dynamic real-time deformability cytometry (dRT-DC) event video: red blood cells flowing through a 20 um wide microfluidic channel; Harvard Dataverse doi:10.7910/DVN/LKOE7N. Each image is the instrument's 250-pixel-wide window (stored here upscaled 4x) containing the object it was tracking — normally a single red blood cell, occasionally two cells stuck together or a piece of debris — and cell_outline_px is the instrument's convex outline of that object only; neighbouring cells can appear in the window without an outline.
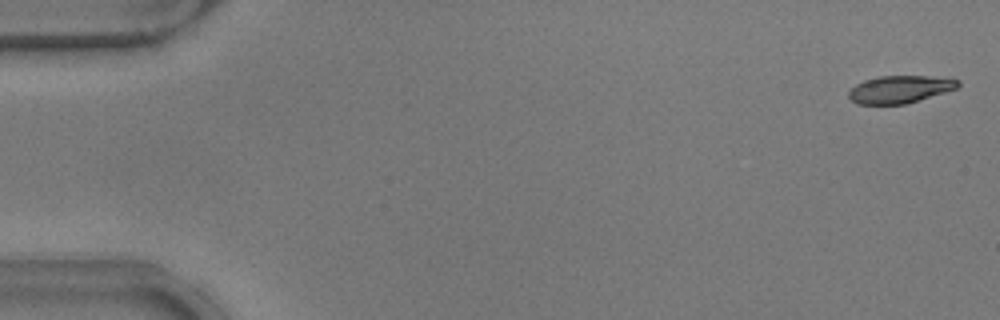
{"species": "common noctule bat (a hibernating species)", "species_latin": "Nyctalus noctula", "temperature_condition": "warm", "stored_images_in_passage": 48, "camera_frame_rate_fps": 3000, "um_per_image_px": 0.085, "animal": {"sex": "male", "body_mass_g": 17.9}, "frame": {"image": 1, "passage_image": 1, "time_ms": 0.0, "image_size_px": [1000, 320], "cell_outline_px": [[960, 84], [956, 88], [944, 92], [904, 104], [856, 104], [848, 96], [848, 92], [856, 84], [864, 80], [880, 76], [952, 76], [960, 80]], "centroid_in_image_um": [76.53, 7.57], "position_along_channel_um": 8.5, "area_um2": 17.57}}
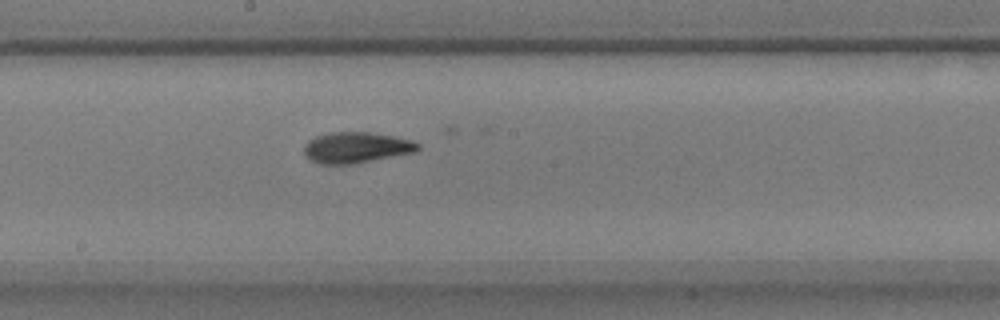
{"frame": {"image": 2, "passage_image": 28, "time_ms": 9.0, "image_size_px": [1000, 320], "cell_outline_px": [[420, 148], [416, 152], [356, 164], [320, 164], [304, 156], [304, 144], [308, 140], [316, 136], [328, 132], [368, 132], [392, 136], [412, 140], [420, 144]], "centroid_in_image_um": [30.28, 12.55], "position_along_channel_um": 217.9, "area_um2": 20.75}}
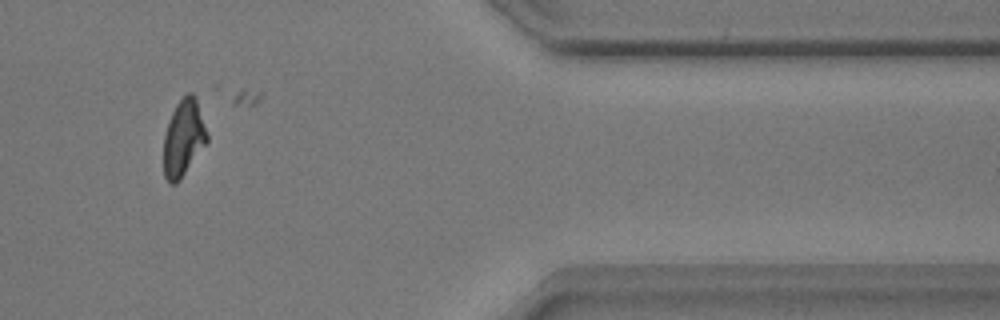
{"frame": {"image": 3, "passage_image": 44, "time_ms": 14.333, "image_size_px": [1000, 320], "cell_outline_px": [[208, 140], [180, 180], [176, 184], [168, 184], [164, 176], [164, 136], [168, 120], [176, 104], [188, 92], [192, 92], [196, 100], [208, 136]], "centroid_in_image_um": [15.57, 11.76], "position_along_channel_um": 395.8, "area_um2": 19.13}}